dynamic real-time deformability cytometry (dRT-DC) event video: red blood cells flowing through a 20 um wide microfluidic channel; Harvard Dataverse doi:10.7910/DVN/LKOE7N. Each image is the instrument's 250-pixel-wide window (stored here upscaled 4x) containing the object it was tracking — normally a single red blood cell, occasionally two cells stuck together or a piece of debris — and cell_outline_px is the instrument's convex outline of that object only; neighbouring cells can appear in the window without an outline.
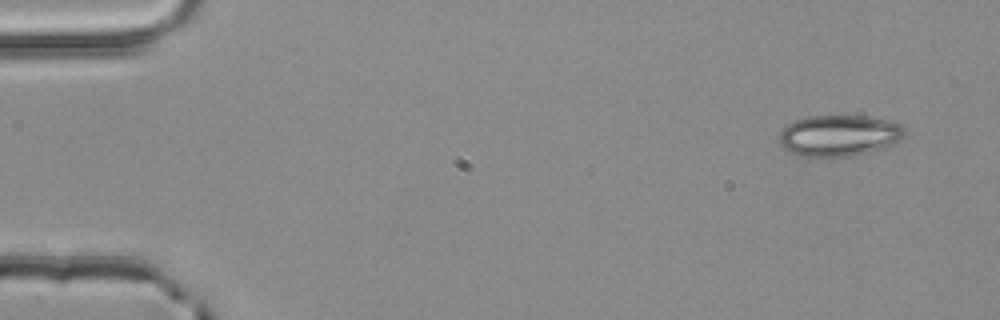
{"species": "common noctule bat (a hibernating species)", "species_latin": "Nyctalus noctula", "temperature_condition": "room temperature", "stored_images_in_passage": 2, "segment_of_instrument_passage": [2, 2], "camera_frame_rate_fps": 3000, "um_per_image_px": 0.085, "animal": {"sex": "male", "body_mass_g": 20.4}, "frame": {"image": 1, "passage_image": 2, "time_ms": 0.333, "image_size_px": [1000, 320], "cell_outline_px": [[904, 136], [900, 140], [880, 148], [868, 152], [848, 156], [804, 156], [792, 152], [784, 148], [780, 144], [780, 132], [788, 124], [796, 120], [808, 116], [868, 116], [888, 120], [900, 124], [904, 128]], "centroid_in_image_um": [71.32, 11.5], "position_along_channel_um": 13.7, "area_um2": 29.65}}